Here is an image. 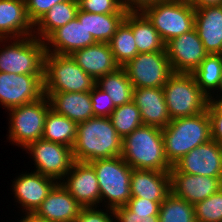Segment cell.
Here are the masks:
<instances>
[{
	"label": "cell",
	"instance_id": "1",
	"mask_svg": "<svg viewBox=\"0 0 222 222\" xmlns=\"http://www.w3.org/2000/svg\"><path fill=\"white\" fill-rule=\"evenodd\" d=\"M122 142L109 117H92L77 123L72 147L74 161L90 163L97 159L119 157Z\"/></svg>",
	"mask_w": 222,
	"mask_h": 222
},
{
	"label": "cell",
	"instance_id": "2",
	"mask_svg": "<svg viewBox=\"0 0 222 222\" xmlns=\"http://www.w3.org/2000/svg\"><path fill=\"white\" fill-rule=\"evenodd\" d=\"M123 160L132 169L169 171L172 165L165 156L162 128L141 125L122 142Z\"/></svg>",
	"mask_w": 222,
	"mask_h": 222
},
{
	"label": "cell",
	"instance_id": "3",
	"mask_svg": "<svg viewBox=\"0 0 222 222\" xmlns=\"http://www.w3.org/2000/svg\"><path fill=\"white\" fill-rule=\"evenodd\" d=\"M165 156L173 165L195 147L211 140V120L206 111L172 119L162 128Z\"/></svg>",
	"mask_w": 222,
	"mask_h": 222
},
{
	"label": "cell",
	"instance_id": "4",
	"mask_svg": "<svg viewBox=\"0 0 222 222\" xmlns=\"http://www.w3.org/2000/svg\"><path fill=\"white\" fill-rule=\"evenodd\" d=\"M45 56V41L34 35L0 39V72L44 75Z\"/></svg>",
	"mask_w": 222,
	"mask_h": 222
},
{
	"label": "cell",
	"instance_id": "5",
	"mask_svg": "<svg viewBox=\"0 0 222 222\" xmlns=\"http://www.w3.org/2000/svg\"><path fill=\"white\" fill-rule=\"evenodd\" d=\"M90 164L94 167L98 179L100 207L114 210L126 206L131 198L132 168L130 165L123 160L122 156L97 159Z\"/></svg>",
	"mask_w": 222,
	"mask_h": 222
},
{
	"label": "cell",
	"instance_id": "6",
	"mask_svg": "<svg viewBox=\"0 0 222 222\" xmlns=\"http://www.w3.org/2000/svg\"><path fill=\"white\" fill-rule=\"evenodd\" d=\"M163 90L171 120L195 116L207 110L210 100L192 73H173Z\"/></svg>",
	"mask_w": 222,
	"mask_h": 222
},
{
	"label": "cell",
	"instance_id": "7",
	"mask_svg": "<svg viewBox=\"0 0 222 222\" xmlns=\"http://www.w3.org/2000/svg\"><path fill=\"white\" fill-rule=\"evenodd\" d=\"M95 84L71 55L46 53L44 92H89Z\"/></svg>",
	"mask_w": 222,
	"mask_h": 222
},
{
	"label": "cell",
	"instance_id": "8",
	"mask_svg": "<svg viewBox=\"0 0 222 222\" xmlns=\"http://www.w3.org/2000/svg\"><path fill=\"white\" fill-rule=\"evenodd\" d=\"M165 43L194 29L195 8L187 0H165L141 11Z\"/></svg>",
	"mask_w": 222,
	"mask_h": 222
},
{
	"label": "cell",
	"instance_id": "9",
	"mask_svg": "<svg viewBox=\"0 0 222 222\" xmlns=\"http://www.w3.org/2000/svg\"><path fill=\"white\" fill-rule=\"evenodd\" d=\"M50 109L46 95L32 103L9 109L7 140L24 149L29 143L42 139L45 118Z\"/></svg>",
	"mask_w": 222,
	"mask_h": 222
},
{
	"label": "cell",
	"instance_id": "10",
	"mask_svg": "<svg viewBox=\"0 0 222 222\" xmlns=\"http://www.w3.org/2000/svg\"><path fill=\"white\" fill-rule=\"evenodd\" d=\"M135 88H163L173 74L166 51L137 54L122 66Z\"/></svg>",
	"mask_w": 222,
	"mask_h": 222
},
{
	"label": "cell",
	"instance_id": "11",
	"mask_svg": "<svg viewBox=\"0 0 222 222\" xmlns=\"http://www.w3.org/2000/svg\"><path fill=\"white\" fill-rule=\"evenodd\" d=\"M26 151L34 163V171L60 182L74 162L72 147L38 139L29 143Z\"/></svg>",
	"mask_w": 222,
	"mask_h": 222
},
{
	"label": "cell",
	"instance_id": "12",
	"mask_svg": "<svg viewBox=\"0 0 222 222\" xmlns=\"http://www.w3.org/2000/svg\"><path fill=\"white\" fill-rule=\"evenodd\" d=\"M44 96V75L0 72V105L6 112Z\"/></svg>",
	"mask_w": 222,
	"mask_h": 222
},
{
	"label": "cell",
	"instance_id": "13",
	"mask_svg": "<svg viewBox=\"0 0 222 222\" xmlns=\"http://www.w3.org/2000/svg\"><path fill=\"white\" fill-rule=\"evenodd\" d=\"M166 53L173 73H193L208 55L195 28L168 41Z\"/></svg>",
	"mask_w": 222,
	"mask_h": 222
},
{
	"label": "cell",
	"instance_id": "14",
	"mask_svg": "<svg viewBox=\"0 0 222 222\" xmlns=\"http://www.w3.org/2000/svg\"><path fill=\"white\" fill-rule=\"evenodd\" d=\"M172 168L180 173L222 178V145L211 139L181 157Z\"/></svg>",
	"mask_w": 222,
	"mask_h": 222
},
{
	"label": "cell",
	"instance_id": "15",
	"mask_svg": "<svg viewBox=\"0 0 222 222\" xmlns=\"http://www.w3.org/2000/svg\"><path fill=\"white\" fill-rule=\"evenodd\" d=\"M11 182L10 187L13 192L11 194H14L16 204L22 208H20L22 214L34 213L58 183L56 180L34 170L20 173Z\"/></svg>",
	"mask_w": 222,
	"mask_h": 222
},
{
	"label": "cell",
	"instance_id": "16",
	"mask_svg": "<svg viewBox=\"0 0 222 222\" xmlns=\"http://www.w3.org/2000/svg\"><path fill=\"white\" fill-rule=\"evenodd\" d=\"M60 183L82 207L100 206L98 179L90 163L74 161Z\"/></svg>",
	"mask_w": 222,
	"mask_h": 222
},
{
	"label": "cell",
	"instance_id": "17",
	"mask_svg": "<svg viewBox=\"0 0 222 222\" xmlns=\"http://www.w3.org/2000/svg\"><path fill=\"white\" fill-rule=\"evenodd\" d=\"M85 28L84 11L78 10L77 17L56 29L46 40V53L71 55L74 51L96 44Z\"/></svg>",
	"mask_w": 222,
	"mask_h": 222
},
{
	"label": "cell",
	"instance_id": "18",
	"mask_svg": "<svg viewBox=\"0 0 222 222\" xmlns=\"http://www.w3.org/2000/svg\"><path fill=\"white\" fill-rule=\"evenodd\" d=\"M171 193L195 205L222 188V178L191 175L169 170Z\"/></svg>",
	"mask_w": 222,
	"mask_h": 222
},
{
	"label": "cell",
	"instance_id": "19",
	"mask_svg": "<svg viewBox=\"0 0 222 222\" xmlns=\"http://www.w3.org/2000/svg\"><path fill=\"white\" fill-rule=\"evenodd\" d=\"M82 206L58 182L34 212L50 222H74Z\"/></svg>",
	"mask_w": 222,
	"mask_h": 222
},
{
	"label": "cell",
	"instance_id": "20",
	"mask_svg": "<svg viewBox=\"0 0 222 222\" xmlns=\"http://www.w3.org/2000/svg\"><path fill=\"white\" fill-rule=\"evenodd\" d=\"M132 100L144 125L164 128L171 122L163 88H135Z\"/></svg>",
	"mask_w": 222,
	"mask_h": 222
},
{
	"label": "cell",
	"instance_id": "21",
	"mask_svg": "<svg viewBox=\"0 0 222 222\" xmlns=\"http://www.w3.org/2000/svg\"><path fill=\"white\" fill-rule=\"evenodd\" d=\"M131 197L150 201H164L171 193L169 171L132 169Z\"/></svg>",
	"mask_w": 222,
	"mask_h": 222
},
{
	"label": "cell",
	"instance_id": "22",
	"mask_svg": "<svg viewBox=\"0 0 222 222\" xmlns=\"http://www.w3.org/2000/svg\"><path fill=\"white\" fill-rule=\"evenodd\" d=\"M208 54H222V4L195 9V25Z\"/></svg>",
	"mask_w": 222,
	"mask_h": 222
},
{
	"label": "cell",
	"instance_id": "23",
	"mask_svg": "<svg viewBox=\"0 0 222 222\" xmlns=\"http://www.w3.org/2000/svg\"><path fill=\"white\" fill-rule=\"evenodd\" d=\"M71 57L95 81L120 67L114 59L109 43H96L74 51Z\"/></svg>",
	"mask_w": 222,
	"mask_h": 222
},
{
	"label": "cell",
	"instance_id": "24",
	"mask_svg": "<svg viewBox=\"0 0 222 222\" xmlns=\"http://www.w3.org/2000/svg\"><path fill=\"white\" fill-rule=\"evenodd\" d=\"M51 109L66 116L76 123L87 121L94 117L92 101L89 92H44Z\"/></svg>",
	"mask_w": 222,
	"mask_h": 222
},
{
	"label": "cell",
	"instance_id": "25",
	"mask_svg": "<svg viewBox=\"0 0 222 222\" xmlns=\"http://www.w3.org/2000/svg\"><path fill=\"white\" fill-rule=\"evenodd\" d=\"M34 35L25 0H0V39L22 38Z\"/></svg>",
	"mask_w": 222,
	"mask_h": 222
},
{
	"label": "cell",
	"instance_id": "26",
	"mask_svg": "<svg viewBox=\"0 0 222 222\" xmlns=\"http://www.w3.org/2000/svg\"><path fill=\"white\" fill-rule=\"evenodd\" d=\"M124 22L132 29L138 54L166 51V43L142 12H128Z\"/></svg>",
	"mask_w": 222,
	"mask_h": 222
},
{
	"label": "cell",
	"instance_id": "27",
	"mask_svg": "<svg viewBox=\"0 0 222 222\" xmlns=\"http://www.w3.org/2000/svg\"><path fill=\"white\" fill-rule=\"evenodd\" d=\"M78 0L57 3L34 25V36L45 41L56 29L77 17Z\"/></svg>",
	"mask_w": 222,
	"mask_h": 222
},
{
	"label": "cell",
	"instance_id": "28",
	"mask_svg": "<svg viewBox=\"0 0 222 222\" xmlns=\"http://www.w3.org/2000/svg\"><path fill=\"white\" fill-rule=\"evenodd\" d=\"M95 85L108 94L115 107L128 103L133 98V86L123 67L99 77Z\"/></svg>",
	"mask_w": 222,
	"mask_h": 222
},
{
	"label": "cell",
	"instance_id": "29",
	"mask_svg": "<svg viewBox=\"0 0 222 222\" xmlns=\"http://www.w3.org/2000/svg\"><path fill=\"white\" fill-rule=\"evenodd\" d=\"M77 123L50 109L45 118L42 139L73 147L76 139Z\"/></svg>",
	"mask_w": 222,
	"mask_h": 222
},
{
	"label": "cell",
	"instance_id": "30",
	"mask_svg": "<svg viewBox=\"0 0 222 222\" xmlns=\"http://www.w3.org/2000/svg\"><path fill=\"white\" fill-rule=\"evenodd\" d=\"M126 14H94L84 11V25L98 43H109Z\"/></svg>",
	"mask_w": 222,
	"mask_h": 222
},
{
	"label": "cell",
	"instance_id": "31",
	"mask_svg": "<svg viewBox=\"0 0 222 222\" xmlns=\"http://www.w3.org/2000/svg\"><path fill=\"white\" fill-rule=\"evenodd\" d=\"M192 74L197 85L210 98L221 82L222 54H208Z\"/></svg>",
	"mask_w": 222,
	"mask_h": 222
},
{
	"label": "cell",
	"instance_id": "32",
	"mask_svg": "<svg viewBox=\"0 0 222 222\" xmlns=\"http://www.w3.org/2000/svg\"><path fill=\"white\" fill-rule=\"evenodd\" d=\"M115 62L124 66L138 54L132 29L123 21L109 41Z\"/></svg>",
	"mask_w": 222,
	"mask_h": 222
},
{
	"label": "cell",
	"instance_id": "33",
	"mask_svg": "<svg viewBox=\"0 0 222 222\" xmlns=\"http://www.w3.org/2000/svg\"><path fill=\"white\" fill-rule=\"evenodd\" d=\"M159 222H196L194 205L170 193L160 204Z\"/></svg>",
	"mask_w": 222,
	"mask_h": 222
},
{
	"label": "cell",
	"instance_id": "34",
	"mask_svg": "<svg viewBox=\"0 0 222 222\" xmlns=\"http://www.w3.org/2000/svg\"><path fill=\"white\" fill-rule=\"evenodd\" d=\"M109 118L122 139L143 125L140 111L133 100L117 106Z\"/></svg>",
	"mask_w": 222,
	"mask_h": 222
},
{
	"label": "cell",
	"instance_id": "35",
	"mask_svg": "<svg viewBox=\"0 0 222 222\" xmlns=\"http://www.w3.org/2000/svg\"><path fill=\"white\" fill-rule=\"evenodd\" d=\"M196 222H222V188L194 205Z\"/></svg>",
	"mask_w": 222,
	"mask_h": 222
},
{
	"label": "cell",
	"instance_id": "36",
	"mask_svg": "<svg viewBox=\"0 0 222 222\" xmlns=\"http://www.w3.org/2000/svg\"><path fill=\"white\" fill-rule=\"evenodd\" d=\"M80 10L94 14H127L121 0H78Z\"/></svg>",
	"mask_w": 222,
	"mask_h": 222
},
{
	"label": "cell",
	"instance_id": "37",
	"mask_svg": "<svg viewBox=\"0 0 222 222\" xmlns=\"http://www.w3.org/2000/svg\"><path fill=\"white\" fill-rule=\"evenodd\" d=\"M94 117H109L116 108L112 99L96 85L90 91Z\"/></svg>",
	"mask_w": 222,
	"mask_h": 222
},
{
	"label": "cell",
	"instance_id": "38",
	"mask_svg": "<svg viewBox=\"0 0 222 222\" xmlns=\"http://www.w3.org/2000/svg\"><path fill=\"white\" fill-rule=\"evenodd\" d=\"M113 211L116 222H159V212L131 211L127 206Z\"/></svg>",
	"mask_w": 222,
	"mask_h": 222
},
{
	"label": "cell",
	"instance_id": "39",
	"mask_svg": "<svg viewBox=\"0 0 222 222\" xmlns=\"http://www.w3.org/2000/svg\"><path fill=\"white\" fill-rule=\"evenodd\" d=\"M74 222H116V219L112 209L82 207Z\"/></svg>",
	"mask_w": 222,
	"mask_h": 222
},
{
	"label": "cell",
	"instance_id": "40",
	"mask_svg": "<svg viewBox=\"0 0 222 222\" xmlns=\"http://www.w3.org/2000/svg\"><path fill=\"white\" fill-rule=\"evenodd\" d=\"M66 0H25L26 13L33 26L51 7Z\"/></svg>",
	"mask_w": 222,
	"mask_h": 222
},
{
	"label": "cell",
	"instance_id": "41",
	"mask_svg": "<svg viewBox=\"0 0 222 222\" xmlns=\"http://www.w3.org/2000/svg\"><path fill=\"white\" fill-rule=\"evenodd\" d=\"M207 112L211 120V139L222 145V109L209 101Z\"/></svg>",
	"mask_w": 222,
	"mask_h": 222
},
{
	"label": "cell",
	"instance_id": "42",
	"mask_svg": "<svg viewBox=\"0 0 222 222\" xmlns=\"http://www.w3.org/2000/svg\"><path fill=\"white\" fill-rule=\"evenodd\" d=\"M162 202L163 201H150L141 197H131L126 206L131 211L159 212V207Z\"/></svg>",
	"mask_w": 222,
	"mask_h": 222
},
{
	"label": "cell",
	"instance_id": "43",
	"mask_svg": "<svg viewBox=\"0 0 222 222\" xmlns=\"http://www.w3.org/2000/svg\"><path fill=\"white\" fill-rule=\"evenodd\" d=\"M165 0H121L122 6L128 12H141L144 8Z\"/></svg>",
	"mask_w": 222,
	"mask_h": 222
},
{
	"label": "cell",
	"instance_id": "44",
	"mask_svg": "<svg viewBox=\"0 0 222 222\" xmlns=\"http://www.w3.org/2000/svg\"><path fill=\"white\" fill-rule=\"evenodd\" d=\"M195 9L212 5H221L222 0H187Z\"/></svg>",
	"mask_w": 222,
	"mask_h": 222
},
{
	"label": "cell",
	"instance_id": "45",
	"mask_svg": "<svg viewBox=\"0 0 222 222\" xmlns=\"http://www.w3.org/2000/svg\"><path fill=\"white\" fill-rule=\"evenodd\" d=\"M21 215L24 216H21V219L18 220V222H50L46 219L38 217L35 213H24Z\"/></svg>",
	"mask_w": 222,
	"mask_h": 222
},
{
	"label": "cell",
	"instance_id": "46",
	"mask_svg": "<svg viewBox=\"0 0 222 222\" xmlns=\"http://www.w3.org/2000/svg\"><path fill=\"white\" fill-rule=\"evenodd\" d=\"M216 93H214L209 100L212 101L218 108L222 109V91H216Z\"/></svg>",
	"mask_w": 222,
	"mask_h": 222
},
{
	"label": "cell",
	"instance_id": "47",
	"mask_svg": "<svg viewBox=\"0 0 222 222\" xmlns=\"http://www.w3.org/2000/svg\"><path fill=\"white\" fill-rule=\"evenodd\" d=\"M217 91H222V76H221V82H220V85L218 87V90Z\"/></svg>",
	"mask_w": 222,
	"mask_h": 222
}]
</instances>
